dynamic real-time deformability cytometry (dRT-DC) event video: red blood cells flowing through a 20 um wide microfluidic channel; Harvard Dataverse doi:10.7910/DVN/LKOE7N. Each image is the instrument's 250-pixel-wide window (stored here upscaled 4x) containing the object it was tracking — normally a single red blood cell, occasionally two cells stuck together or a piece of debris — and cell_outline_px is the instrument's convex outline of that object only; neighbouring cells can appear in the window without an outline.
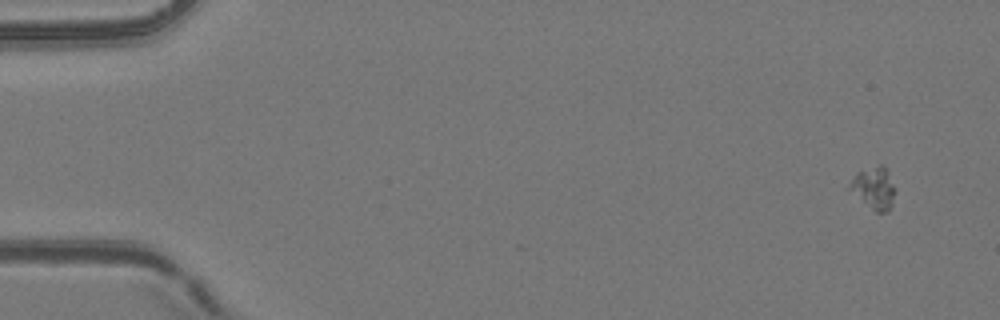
{"species": "common noctule bat (a hibernating species)", "species_latin": "Nyctalus noctula", "temperature_condition": "room temperature", "stored_images_in_passage": 6, "camera_frame_rate_fps": 3000, "um_per_image_px": 0.085, "animal": {"sex": "female", "body_mass_g": 24.6, "forearm_length_mm": 56.2}, "frame": {"image": 1, "passage_image": 2, "time_ms": 1.333, "image_size_px": [1000, 320], "cell_outline_px": [[896, 192], [892, 204], [884, 212], [876, 212], [844, 188], [856, 172], [880, 164], [888, 168], [896, 188]], "centroid_in_image_um": [74.25, 15.95], "position_along_channel_um": 10.7, "area_um2": 11.62}}